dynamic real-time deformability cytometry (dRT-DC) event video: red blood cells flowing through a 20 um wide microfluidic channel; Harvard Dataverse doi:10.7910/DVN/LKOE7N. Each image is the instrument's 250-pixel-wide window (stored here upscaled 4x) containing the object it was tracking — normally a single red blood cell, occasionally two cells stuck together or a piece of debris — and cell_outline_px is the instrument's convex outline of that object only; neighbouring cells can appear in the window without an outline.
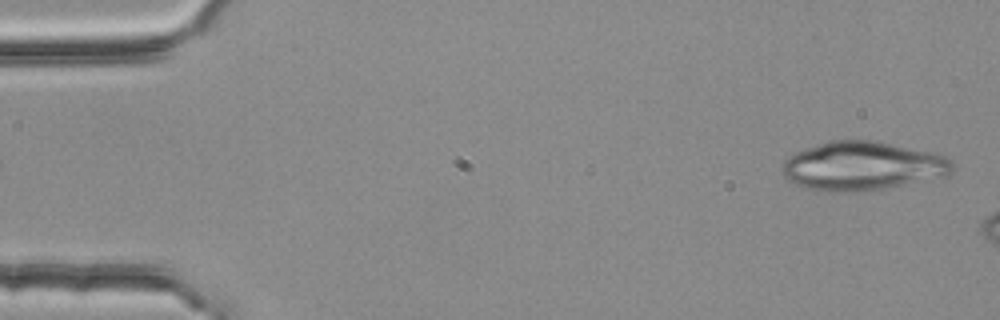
{"species": "common noctule bat (a hibernating species)", "species_latin": "Nyctalus noctula", "temperature_condition": "room temperature", "stored_images_in_passage": 8, "camera_frame_rate_fps": 3000, "um_per_image_px": 0.085, "animal": {"sex": "female", "body_mass_g": 25.1}, "frame": {"image": 1, "passage_image": 1, "time_ms": 0.0, "image_size_px": [1000, 320], "cell_outline_px": [[952, 168], [948, 176], [884, 188], [856, 192], [836, 192], [804, 188], [788, 180], [780, 172], [780, 168], [784, 160], [788, 156], [796, 152], [828, 140], [876, 140], [948, 156], [952, 160]], "centroid_in_image_um": [73.28, 14.11], "position_along_channel_um": 11.7, "area_um2": 48.61}}